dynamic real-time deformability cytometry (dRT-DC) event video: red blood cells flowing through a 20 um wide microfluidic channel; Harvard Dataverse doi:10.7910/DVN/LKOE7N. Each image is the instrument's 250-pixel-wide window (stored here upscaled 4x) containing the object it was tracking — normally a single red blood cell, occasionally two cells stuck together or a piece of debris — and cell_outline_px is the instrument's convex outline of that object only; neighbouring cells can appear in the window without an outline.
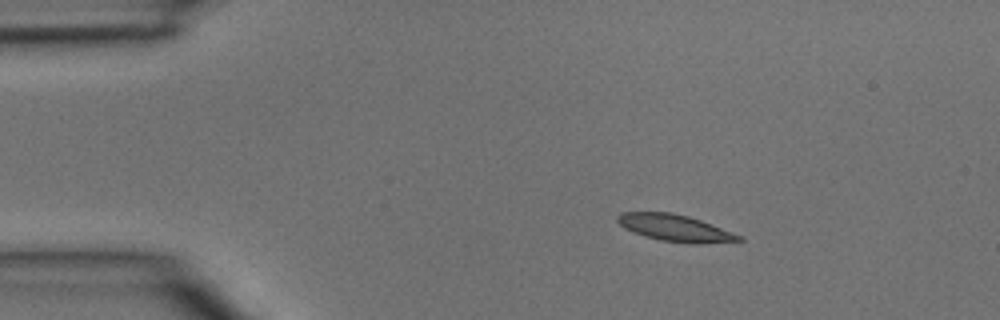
{"species": "common noctule bat (a hibernating species)", "species_latin": "Nyctalus noctula", "temperature_condition": "room temperature", "stored_images_in_passage": 2, "camera_frame_rate_fps": 3000, "um_per_image_px": 0.085, "animal": {"sex": "male", "body_mass_g": 15.6}, "frame": {"image": 1, "passage_image": 1, "time_ms": 0.0, "image_size_px": [1000, 320], "cell_outline_px": [[744, 240], [696, 244], [692, 244], [660, 240], [644, 236], [624, 228], [616, 220], [616, 216], [620, 212], [672, 212], [688, 216], [700, 220], [744, 236]], "centroid_in_image_um": [57.38, 19.37], "position_along_channel_um": 27.6, "area_um2": 18.96}}